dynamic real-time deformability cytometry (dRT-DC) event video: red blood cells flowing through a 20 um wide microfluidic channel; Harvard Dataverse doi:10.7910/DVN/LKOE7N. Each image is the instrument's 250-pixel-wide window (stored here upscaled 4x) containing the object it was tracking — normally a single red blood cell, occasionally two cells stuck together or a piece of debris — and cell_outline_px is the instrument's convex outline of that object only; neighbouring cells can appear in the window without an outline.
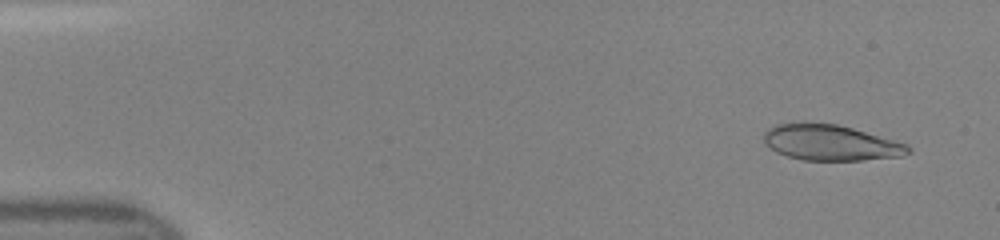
{"species": "human", "species_latin": "Homo sapiens", "temperature_condition": "room temperature", "stored_images_in_passage": 46, "camera_frame_rate_fps": 3000, "um_per_image_px": 0.085, "donor": {"sex": "female"}, "frame": {"image": 1, "passage_image": 3, "time_ms": 0.667, "image_size_px": [1000, 240], "cell_outline_px": [[912, 152], [900, 156], [864, 160], [804, 160], [788, 156], [776, 152], [764, 140], [764, 132], [768, 128], [776, 124], [836, 124], [852, 128], [908, 144], [912, 148]], "centroid_in_image_um": [70.65, 12.14], "position_along_channel_um": 14.3, "area_um2": 29.48}}
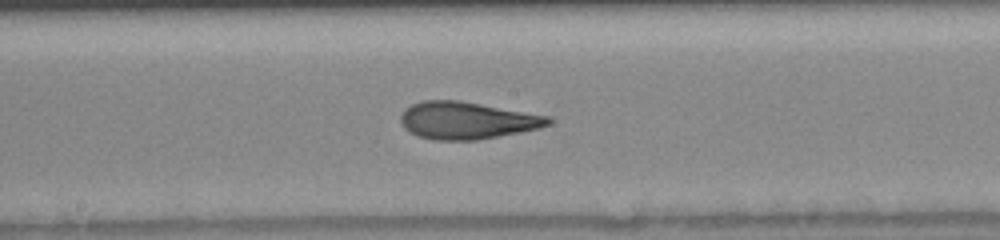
{"frame": {"image": 2, "passage_image": 25, "time_ms": 8.0, "image_size_px": [1000, 240], "cell_outline_px": [[552, 120], [548, 124], [540, 128], [520, 132], [476, 140], [436, 140], [420, 136], [408, 132], [400, 124], [400, 116], [404, 108], [412, 104], [424, 100], [460, 100], [548, 116]], "centroid_in_image_um": [39.63, 10.23], "position_along_channel_um": 208.6, "area_um2": 31.96}}
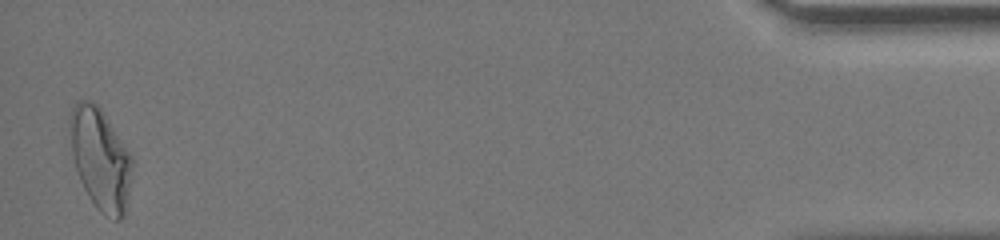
{"frame": {"image": 3, "passage_image": 46, "time_ms": 15.0, "image_size_px": [1000, 240], "cell_outline_px": [[132, 164], [124, 216], [120, 220], [116, 220], [104, 216], [96, 208], [88, 196], [80, 180], [76, 168], [72, 152], [68, 120], [68, 112], [76, 100], [92, 100], [104, 112], [132, 156]], "centroid_in_image_um": [8.5, 13.46], "position_along_channel_um": 426.7, "area_um2": 36.93}}